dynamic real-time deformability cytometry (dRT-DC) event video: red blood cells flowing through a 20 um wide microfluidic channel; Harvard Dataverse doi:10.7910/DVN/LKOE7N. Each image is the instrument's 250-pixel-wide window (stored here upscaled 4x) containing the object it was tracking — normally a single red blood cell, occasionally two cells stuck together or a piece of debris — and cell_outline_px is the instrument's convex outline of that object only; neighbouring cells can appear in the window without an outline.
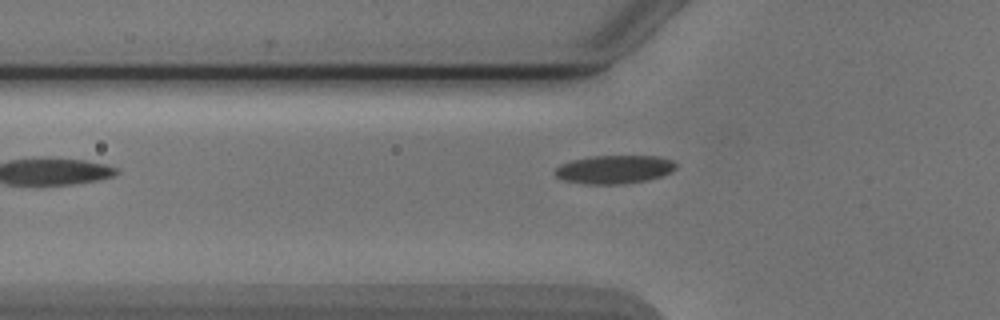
{"species": "Egyptian fruit bat (a non-hibernating species)", "species_latin": "Rousettus aegyptiacus", "temperature_condition": "cold", "stored_images_in_passage": 3, "camera_frame_rate_fps": 3000, "um_per_image_px": 0.085, "animal": {"sex": "male"}, "frame": {"image": 1, "passage_image": 2, "time_ms": 1.333, "image_size_px": [1000, 320], "cell_outline_px": [[676, 168], [672, 172], [648, 180], [624, 184], [584, 184], [564, 180], [556, 176], [556, 168], [560, 164], [572, 160], [592, 156], [656, 156], [672, 160], [676, 164]], "centroid_in_image_um": [52.23, 14.4], "position_along_channel_um": 73.6, "area_um2": 20.0}}
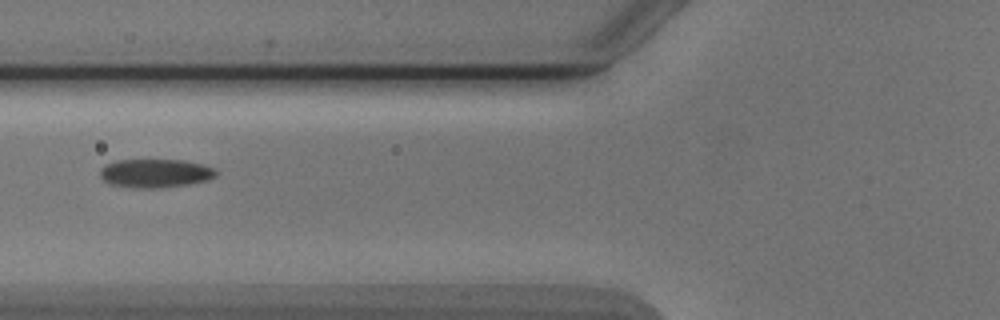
{"frame": {"image": 2, "passage_image": 3, "time_ms": 2.333, "image_size_px": [1000, 320], "cell_outline_px": [[220, 172], [216, 176], [208, 180], [188, 184], [160, 188], [132, 188], [108, 184], [100, 176], [100, 168], [104, 164], [116, 160], [184, 160], [216, 168]], "centroid_in_image_um": [13.2, 14.73], "position_along_channel_um": 112.6, "area_um2": 19.65}}